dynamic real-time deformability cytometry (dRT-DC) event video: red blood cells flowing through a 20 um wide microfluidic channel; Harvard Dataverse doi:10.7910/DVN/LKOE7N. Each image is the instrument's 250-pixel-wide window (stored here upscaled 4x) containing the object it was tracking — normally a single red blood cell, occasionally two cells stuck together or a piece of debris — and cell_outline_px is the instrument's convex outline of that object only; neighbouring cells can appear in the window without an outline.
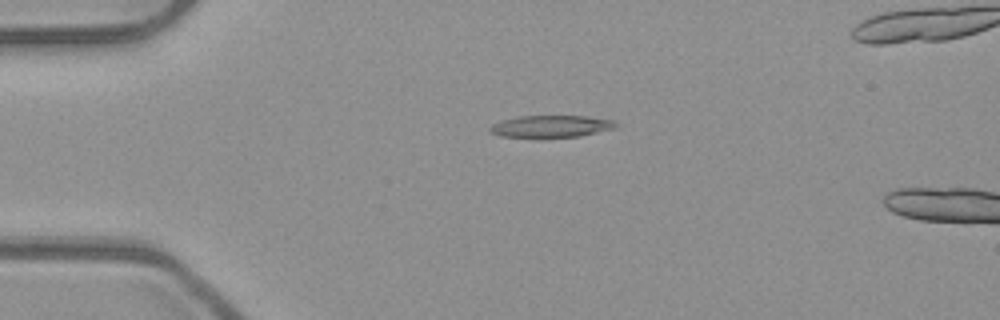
{"species": "common noctule bat (a hibernating species)", "species_latin": "Nyctalus noctula", "temperature_condition": "room temperature", "stored_images_in_passage": 52, "camera_frame_rate_fps": 3000, "um_per_image_px": 0.085, "animal": {"sex": "male", "body_mass_g": 23.1, "forearm_length_mm": 52.7}, "frame": {"image": 1, "passage_image": 13, "time_ms": 4.0, "image_size_px": [1000, 320], "cell_outline_px": [[616, 128], [580, 136], [500, 136], [492, 132], [488, 128], [492, 124], [500, 120], [520, 116], [584, 116], [616, 120]], "centroid_in_image_um": [46.86, 10.71], "position_along_channel_um": 38.1, "area_um2": 15.78}}
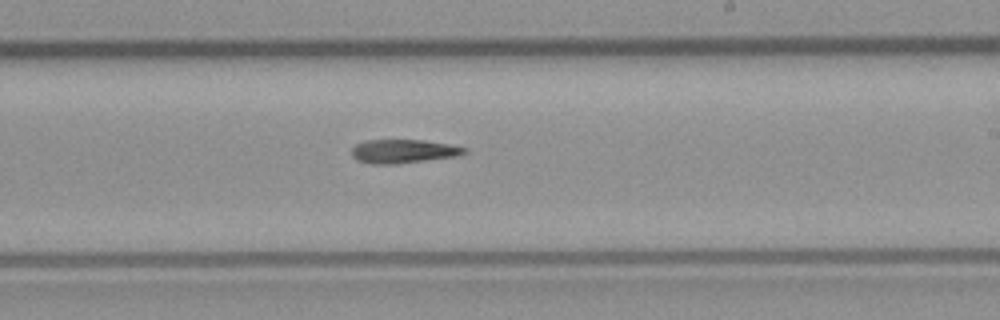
{"frame": {"image": 2, "passage_image": 32, "time_ms": 10.333, "image_size_px": [1000, 320], "cell_outline_px": [[468, 152], [456, 156], [396, 164], [372, 164], [356, 160], [352, 156], [352, 148], [356, 144], [364, 140], [424, 140], [448, 144], [468, 148]], "centroid_in_image_um": [34.27, 12.85], "position_along_channel_um": 254.7, "area_um2": 15.61}}
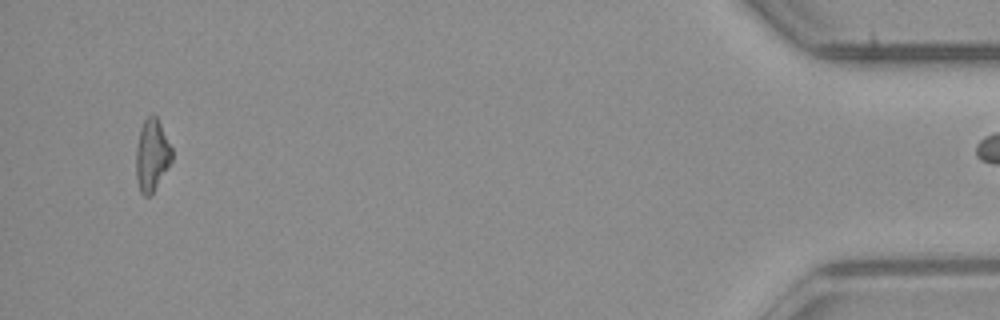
{"frame": {"image": 3, "passage_image": 51, "time_ms": 16.667, "image_size_px": [1000, 320], "cell_outline_px": [[172, 160], [152, 192], [148, 196], [144, 196], [140, 192], [136, 180], [136, 148], [140, 128], [144, 120], [148, 116], [156, 116], [172, 148]], "centroid_in_image_um": [12.89, 13.19], "position_along_channel_um": 422.3, "area_um2": 14.74}}